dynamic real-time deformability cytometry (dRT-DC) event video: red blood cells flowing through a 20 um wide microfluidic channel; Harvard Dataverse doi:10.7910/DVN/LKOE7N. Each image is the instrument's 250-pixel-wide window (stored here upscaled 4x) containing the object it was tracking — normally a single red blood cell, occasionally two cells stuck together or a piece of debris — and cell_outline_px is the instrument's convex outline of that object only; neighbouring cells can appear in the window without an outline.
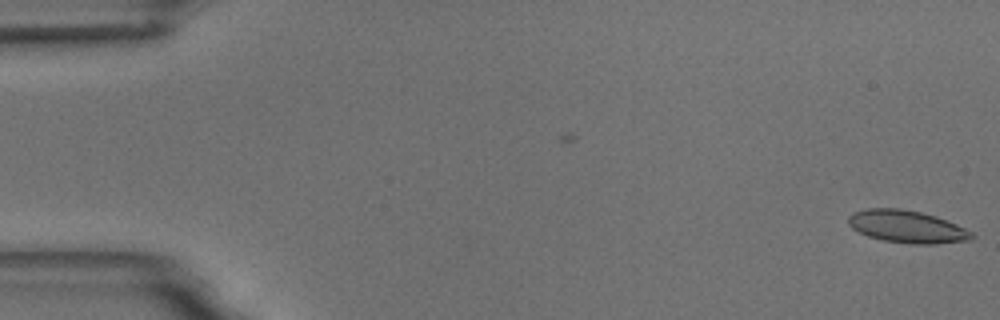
{"species": "common noctule bat (a hibernating species)", "species_latin": "Nyctalus noctula", "temperature_condition": "room temperature", "stored_images_in_passage": 4, "camera_frame_rate_fps": 3000, "um_per_image_px": 0.085, "animal": {"sex": "male", "body_mass_g": 18.8}, "frame": {"image": 1, "passage_image": 4, "time_ms": 1.0, "image_size_px": [1000, 320], "cell_outline_px": [[976, 236], [972, 240], [936, 244], [912, 244], [884, 240], [868, 236], [852, 228], [848, 224], [848, 216], [852, 212], [868, 208], [900, 208], [920, 212], [936, 216], [956, 224], [972, 232]], "centroid_in_image_um": [77.1, 19.26], "position_along_channel_um": 7.9, "area_um2": 23.41}}